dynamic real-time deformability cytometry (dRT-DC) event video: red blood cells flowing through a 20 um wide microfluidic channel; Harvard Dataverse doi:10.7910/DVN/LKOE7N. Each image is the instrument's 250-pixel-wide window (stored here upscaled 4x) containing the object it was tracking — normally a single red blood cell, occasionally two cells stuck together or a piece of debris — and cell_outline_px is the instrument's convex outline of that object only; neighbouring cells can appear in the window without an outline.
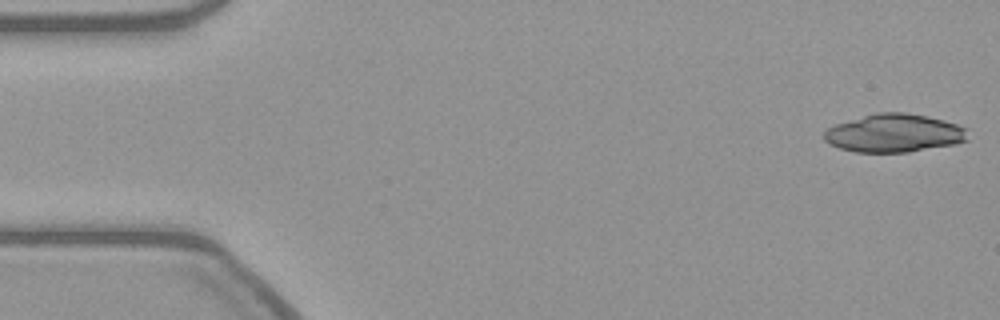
{"species": "common noctule bat (a hibernating species)", "species_latin": "Nyctalus noctula", "temperature_condition": "warm", "stored_images_in_passage": 22, "camera_frame_rate_fps": 3000, "um_per_image_px": 0.085, "animal": {"sex": "female", "body_mass_g": 21.9}, "frame": {"image": 1, "passage_image": 1, "time_ms": 0.0, "image_size_px": [1000, 320], "cell_outline_px": [[968, 140], [956, 144], [908, 152], [856, 152], [840, 148], [824, 140], [824, 132], [828, 128], [836, 124], [876, 112], [904, 112], [928, 116], [944, 120], [968, 128]], "centroid_in_image_um": [76.05, 11.31], "position_along_channel_um": 9.0, "area_um2": 32.02}}
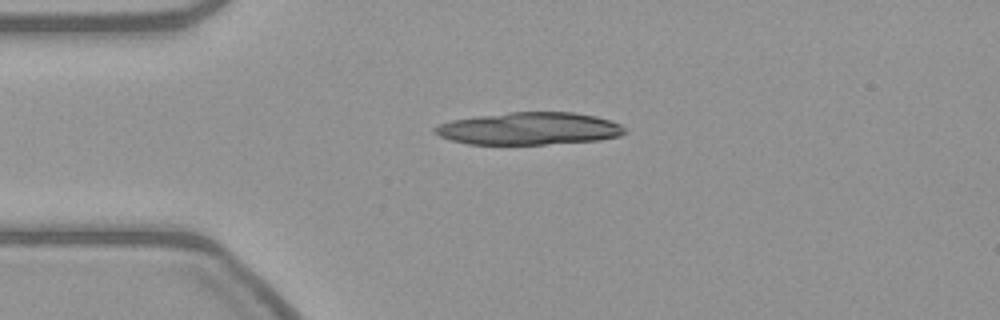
{"frame": {"image": 2, "passage_image": 12, "time_ms": 3.667, "image_size_px": [1000, 320], "cell_outline_px": [[628, 132], [620, 136], [600, 140], [544, 144], [468, 144], [448, 140], [432, 132], [432, 128], [440, 124], [452, 120], [476, 116], [508, 112], [572, 112], [596, 116], [620, 124], [628, 128]], "centroid_in_image_um": [44.98, 10.93], "position_along_channel_um": 40.0, "area_um2": 36.13}}